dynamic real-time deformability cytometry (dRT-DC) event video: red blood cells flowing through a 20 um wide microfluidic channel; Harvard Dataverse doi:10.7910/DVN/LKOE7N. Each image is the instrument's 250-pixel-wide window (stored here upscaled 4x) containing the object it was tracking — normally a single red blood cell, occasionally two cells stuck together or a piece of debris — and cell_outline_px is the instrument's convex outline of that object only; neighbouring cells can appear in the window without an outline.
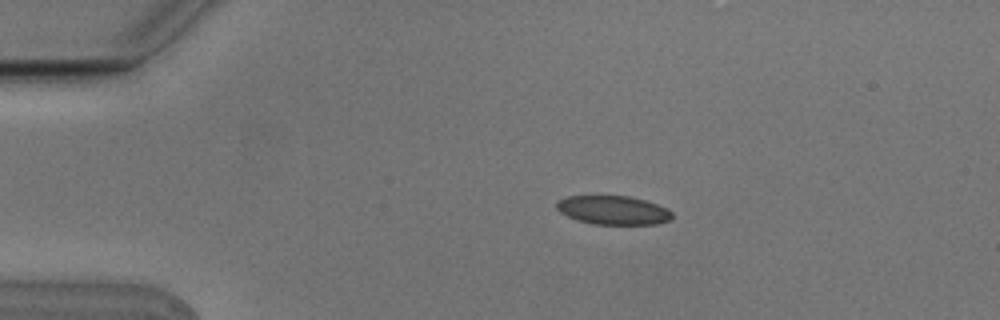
{"species": "Egyptian fruit bat (a non-hibernating species)", "species_latin": "Rousettus aegyptiacus", "temperature_condition": "cold", "stored_images_in_passage": 8, "camera_frame_rate_fps": 3000, "um_per_image_px": 0.085, "animal": {"sex": "male"}, "frame": {"image": 1, "passage_image": 3, "time_ms": 0.667, "image_size_px": [1000, 320], "cell_outline_px": [[672, 220], [656, 224], [592, 224], [576, 220], [560, 212], [556, 208], [556, 204], [560, 200], [568, 196], [628, 196], [644, 200], [668, 208], [672, 212]], "centroid_in_image_um": [52.14, 17.87], "position_along_channel_um": 32.9, "area_um2": 19.36}}
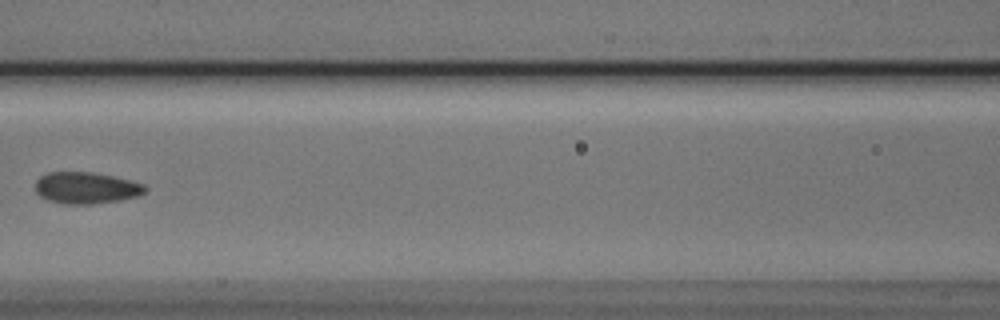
{"frame": {"image": 2, "passage_image": 7, "time_ms": 2.0, "image_size_px": [1000, 320], "cell_outline_px": [[148, 188], [144, 192], [136, 196], [120, 200], [92, 204], [64, 204], [48, 200], [40, 196], [36, 192], [36, 180], [40, 176], [48, 172], [92, 172], [112, 176], [144, 184]], "centroid_in_image_um": [7.3, 15.97], "position_along_channel_um": 159.3, "area_um2": 20.11}}
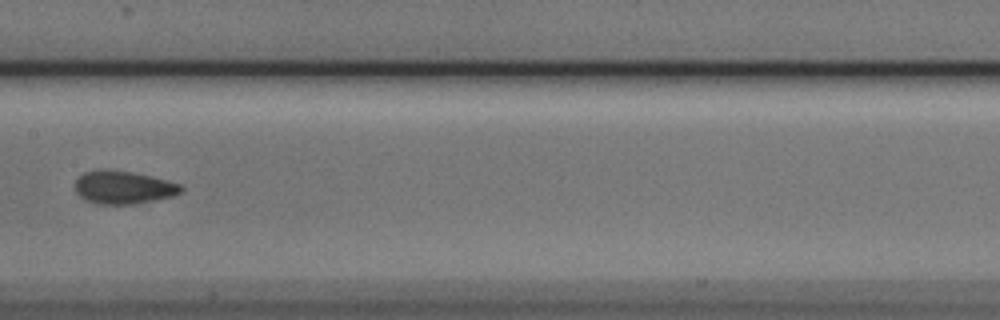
{"frame": {"image": 3, "passage_image": 8, "time_ms": 2.333, "image_size_px": [1000, 320], "cell_outline_px": [[184, 188], [180, 192], [172, 196], [136, 204], [96, 204], [84, 200], [76, 192], [76, 180], [84, 172], [100, 168], [104, 168], [128, 172], [148, 176], [180, 184]], "centroid_in_image_um": [10.44, 15.93], "position_along_channel_um": 197.0, "area_um2": 20.23}}